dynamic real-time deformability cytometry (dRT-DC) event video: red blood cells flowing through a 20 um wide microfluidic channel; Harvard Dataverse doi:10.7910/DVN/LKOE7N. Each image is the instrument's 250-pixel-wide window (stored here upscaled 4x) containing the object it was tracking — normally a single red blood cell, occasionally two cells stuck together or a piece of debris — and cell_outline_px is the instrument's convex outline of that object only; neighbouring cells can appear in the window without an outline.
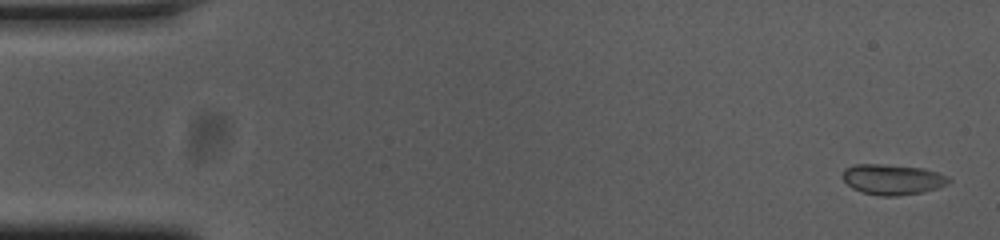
{"species": "common noctule bat (a hibernating species)", "species_latin": "Nyctalus noctula", "temperature_condition": "cold", "stored_images_in_passage": 11, "camera_frame_rate_fps": 3000, "um_per_image_px": 0.085, "animal": {"sex": "female", "body_mass_g": 23.0, "forearm_length_mm": 53.4}, "frame": {"image": 1, "passage_image": 2, "time_ms": 0.333, "image_size_px": [1000, 240], "cell_outline_px": [[952, 180], [948, 184], [924, 192], [896, 196], [880, 196], [860, 192], [852, 188], [840, 176], [844, 168], [856, 164], [880, 164], [924, 168], [948, 176]], "centroid_in_image_um": [75.84, 15.25], "position_along_channel_um": 9.2, "area_um2": 19.02}}